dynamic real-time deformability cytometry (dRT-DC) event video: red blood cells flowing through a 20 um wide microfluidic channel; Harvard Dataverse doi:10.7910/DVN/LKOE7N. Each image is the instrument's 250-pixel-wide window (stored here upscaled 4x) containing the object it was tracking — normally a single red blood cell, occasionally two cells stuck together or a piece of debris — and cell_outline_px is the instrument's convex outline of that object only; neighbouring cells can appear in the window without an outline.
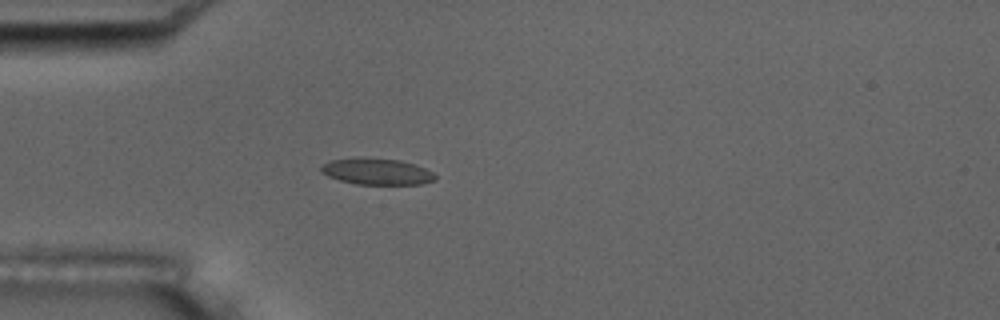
{"species": "common noctule bat (a hibernating species)", "species_latin": "Nyctalus noctula", "temperature_condition": "room temperature", "stored_images_in_passage": 4, "camera_frame_rate_fps": 3000, "um_per_image_px": 0.085, "animal": {"sex": "male", "body_mass_g": 17.5, "forearm_length_mm": 52.3}, "frame": {"image": 1, "passage_image": 4, "time_ms": 1.0, "image_size_px": [1000, 320], "cell_outline_px": [[436, 180], [420, 184], [356, 184], [340, 180], [328, 176], [320, 172], [320, 168], [324, 164], [332, 160], [364, 156], [400, 160], [416, 164], [432, 172], [436, 176]], "centroid_in_image_um": [32.03, 14.56], "position_along_channel_um": 53.0, "area_um2": 17.69}}